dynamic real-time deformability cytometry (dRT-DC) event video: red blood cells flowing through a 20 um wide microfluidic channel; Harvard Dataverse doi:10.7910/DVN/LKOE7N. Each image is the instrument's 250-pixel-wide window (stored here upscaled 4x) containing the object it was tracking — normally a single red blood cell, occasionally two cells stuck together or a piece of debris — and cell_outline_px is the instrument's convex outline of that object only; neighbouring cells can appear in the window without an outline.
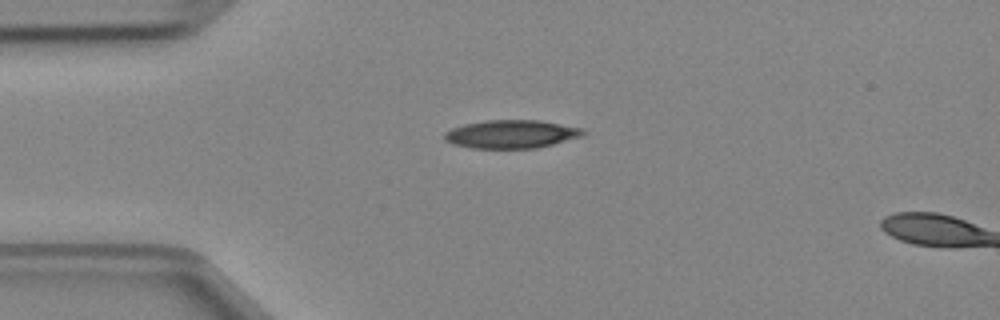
{"species": "Egyptian fruit bat (a non-hibernating species)", "species_latin": "Rousettus aegyptiacus", "temperature_condition": "cold", "stored_images_in_passage": 2, "camera_frame_rate_fps": 3000, "um_per_image_px": 0.085, "animal": {"sex": "female"}, "frame": {"image": 1, "passage_image": 1, "time_ms": 0.0, "image_size_px": [1000, 320], "cell_outline_px": [[588, 132], [584, 136], [536, 148], [472, 148], [452, 144], [444, 140], [444, 132], [452, 128], [464, 124], [484, 120], [540, 120], [584, 128]], "centroid_in_image_um": [43.49, 11.39], "position_along_channel_um": 41.5, "area_um2": 23.06}}